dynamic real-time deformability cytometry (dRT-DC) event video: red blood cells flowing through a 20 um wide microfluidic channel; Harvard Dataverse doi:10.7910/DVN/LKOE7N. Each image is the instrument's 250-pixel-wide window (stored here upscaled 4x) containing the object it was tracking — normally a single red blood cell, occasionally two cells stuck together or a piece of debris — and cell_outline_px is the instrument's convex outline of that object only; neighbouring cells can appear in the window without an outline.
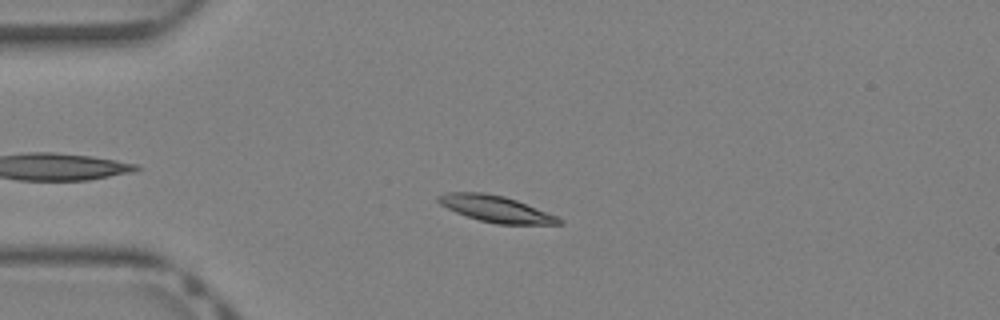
{"species": "Egyptian fruit bat (a non-hibernating species)", "species_latin": "Rousettus aegyptiacus", "temperature_condition": "warm", "stored_images_in_passage": 37, "camera_frame_rate_fps": 3000, "um_per_image_px": 0.085, "animal": {"sex": "female"}, "frame": {"image": 1, "passage_image": 7, "time_ms": 2.0, "image_size_px": [1000, 320], "cell_outline_px": [[564, 224], [496, 224], [480, 220], [456, 212], [440, 204], [436, 200], [436, 196], [448, 192], [484, 192], [504, 196], [516, 200], [556, 216], [564, 220]], "centroid_in_image_um": [42.13, 17.75], "position_along_channel_um": 42.9, "area_um2": 18.38}}
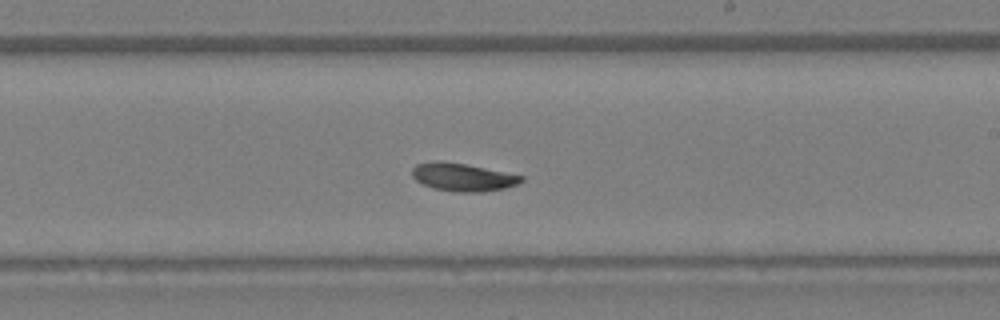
{"frame": {"image": 2, "passage_image": 21, "time_ms": 6.667, "image_size_px": [1000, 320], "cell_outline_px": [[524, 180], [516, 184], [504, 188], [480, 192], [460, 192], [432, 188], [416, 180], [412, 176], [412, 168], [416, 164], [436, 160], [440, 160], [468, 164], [524, 176]], "centroid_in_image_um": [39.32, 15.04], "position_along_channel_um": 249.7, "area_um2": 17.8}}
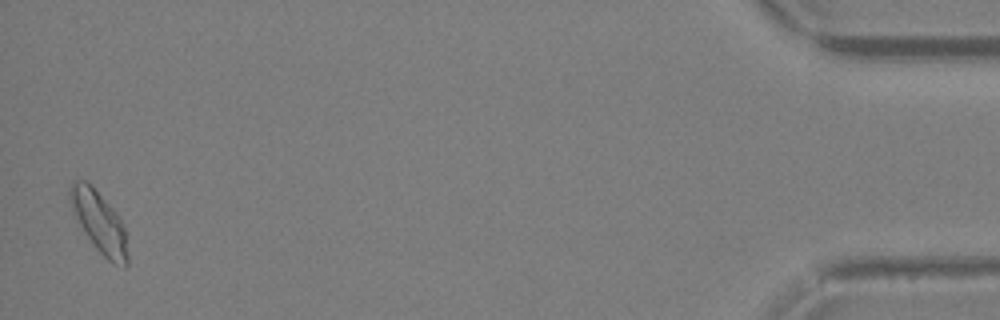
{"frame": {"image": 3, "passage_image": 37, "time_ms": 12.0, "image_size_px": [1000, 320], "cell_outline_px": [[128, 264], [124, 268], [112, 264], [96, 248], [80, 224], [68, 200], [68, 192], [72, 180], [84, 180], [116, 212], [124, 228], [128, 256]], "centroid_in_image_um": [8.43, 18.91], "position_along_channel_um": 426.8, "area_um2": 20.0}}